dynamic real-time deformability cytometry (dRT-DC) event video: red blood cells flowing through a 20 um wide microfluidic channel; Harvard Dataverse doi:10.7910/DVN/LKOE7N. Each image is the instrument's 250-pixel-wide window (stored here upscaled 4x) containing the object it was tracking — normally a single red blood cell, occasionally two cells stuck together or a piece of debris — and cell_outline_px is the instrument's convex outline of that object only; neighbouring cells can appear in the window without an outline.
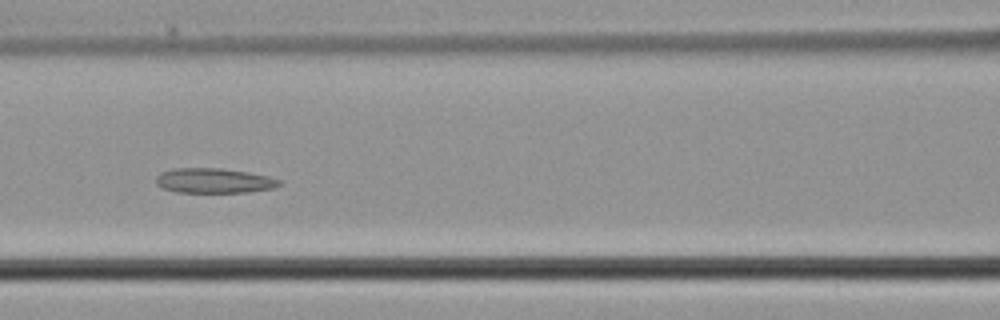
{"species": "common noctule bat (a hibernating species)", "species_latin": "Nyctalus noctula", "temperature_condition": "cold", "stored_images_in_passage": 49, "segment_of_instrument_passage": [2, 2], "camera_frame_rate_fps": 3000, "um_per_image_px": 0.085, "animal": {"sex": "male", "body_mass_g": 21.5, "forearm_length_mm": 52.0}, "frame": {"image": 1, "passage_image": 21, "time_ms": 6.667, "image_size_px": [1000, 320], "cell_outline_px": [[280, 184], [272, 188], [248, 192], [176, 192], [160, 188], [156, 184], [156, 176], [160, 172], [176, 168], [220, 168], [248, 172], [268, 176], [280, 180]], "centroid_in_image_um": [18.13, 15.35], "position_along_channel_um": 148.5, "area_um2": 17.86}}
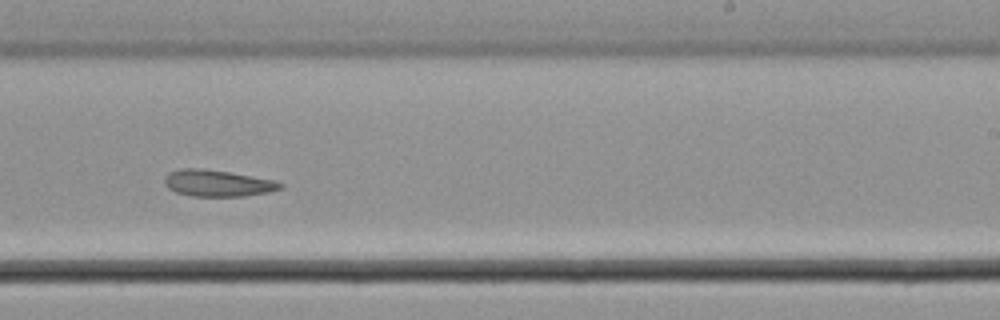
{"frame": {"image": 2, "passage_image": 30, "time_ms": 9.667, "image_size_px": [1000, 320], "cell_outline_px": [[284, 188], [268, 192], [244, 196], [192, 196], [176, 192], [168, 188], [164, 184], [164, 176], [168, 172], [180, 168], [200, 168], [228, 172], [276, 180], [284, 184]], "centroid_in_image_um": [18.49, 15.57], "position_along_channel_um": 270.5, "area_um2": 18.03}}
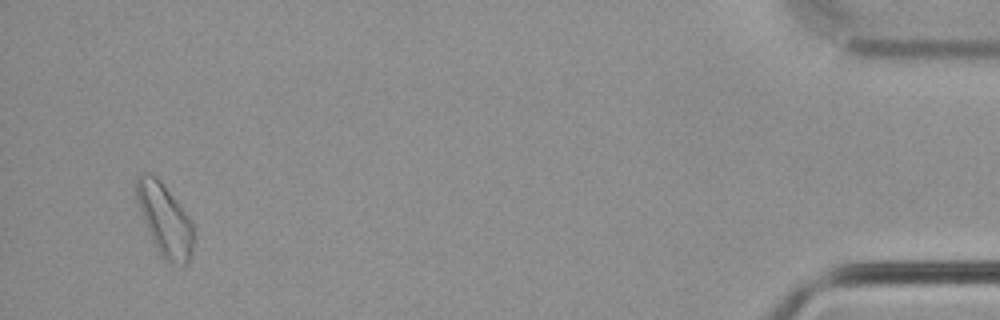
{"frame": {"image": 3, "passage_image": 47, "time_ms": 15.333, "image_size_px": [1000, 320], "cell_outline_px": [[192, 248], [188, 264], [184, 264], [164, 260], [160, 256], [144, 220], [136, 200], [132, 184], [136, 176], [140, 172], [148, 172], [156, 176], [160, 180], [184, 212], [192, 224]], "centroid_in_image_um": [13.92, 18.6], "position_along_channel_um": 421.3, "area_um2": 23.58}}